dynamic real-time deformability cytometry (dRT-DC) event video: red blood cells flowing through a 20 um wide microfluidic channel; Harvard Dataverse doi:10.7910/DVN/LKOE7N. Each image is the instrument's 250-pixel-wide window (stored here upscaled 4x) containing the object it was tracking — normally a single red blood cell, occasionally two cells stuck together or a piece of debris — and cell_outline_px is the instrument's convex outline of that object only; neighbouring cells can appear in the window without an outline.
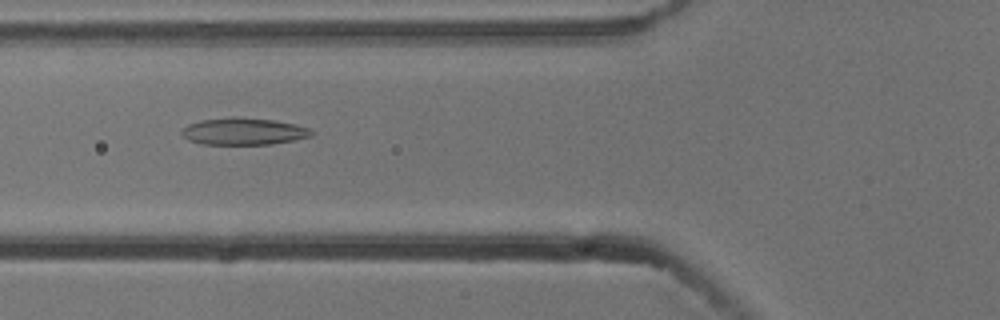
{"species": "common noctule bat (a hibernating species)", "species_latin": "Nyctalus noctula", "temperature_condition": "cold", "stored_images_in_passage": 7, "camera_frame_rate_fps": 3000, "um_per_image_px": 0.085, "animal": {"sex": "male", "body_mass_g": 13.3}, "frame": {"image": 1, "passage_image": 4, "time_ms": 1.0, "image_size_px": [1000, 320], "cell_outline_px": [[312, 136], [272, 144], [200, 144], [188, 140], [180, 132], [188, 124], [200, 120], [236, 116], [240, 116], [276, 120], [296, 124], [308, 128], [312, 132]], "centroid_in_image_um": [20.69, 11.15], "position_along_channel_um": 105.1, "area_um2": 20.52}}
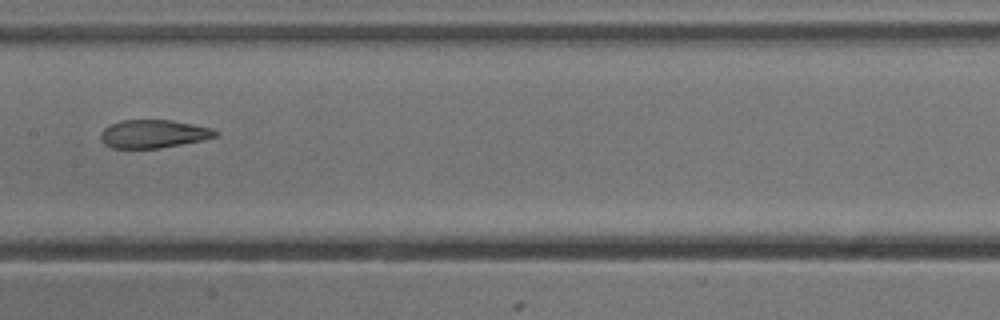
{"frame": {"image": 2, "passage_image": 6, "time_ms": 1.667, "image_size_px": [1000, 320], "cell_outline_px": [[220, 136], [204, 140], [160, 148], [112, 148], [104, 144], [100, 136], [100, 132], [108, 124], [120, 120], [172, 120], [212, 128], [220, 132]], "centroid_in_image_um": [13.06, 11.37], "position_along_channel_um": 194.3, "area_um2": 19.13}}
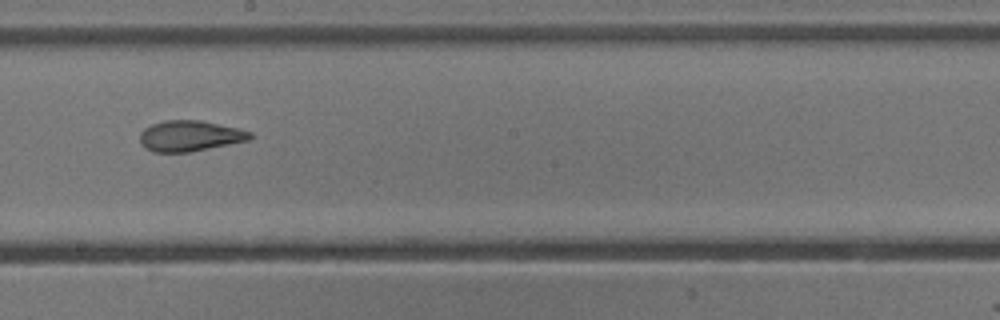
{"frame": {"image": 3, "passage_image": 7, "time_ms": 2.0, "image_size_px": [1000, 320], "cell_outline_px": [[252, 140], [188, 152], [152, 152], [144, 148], [140, 144], [140, 132], [144, 128], [152, 124], [164, 120], [200, 120], [240, 128], [252, 132]], "centroid_in_image_um": [16.15, 11.55], "position_along_channel_um": 232.1, "area_um2": 20.0}}